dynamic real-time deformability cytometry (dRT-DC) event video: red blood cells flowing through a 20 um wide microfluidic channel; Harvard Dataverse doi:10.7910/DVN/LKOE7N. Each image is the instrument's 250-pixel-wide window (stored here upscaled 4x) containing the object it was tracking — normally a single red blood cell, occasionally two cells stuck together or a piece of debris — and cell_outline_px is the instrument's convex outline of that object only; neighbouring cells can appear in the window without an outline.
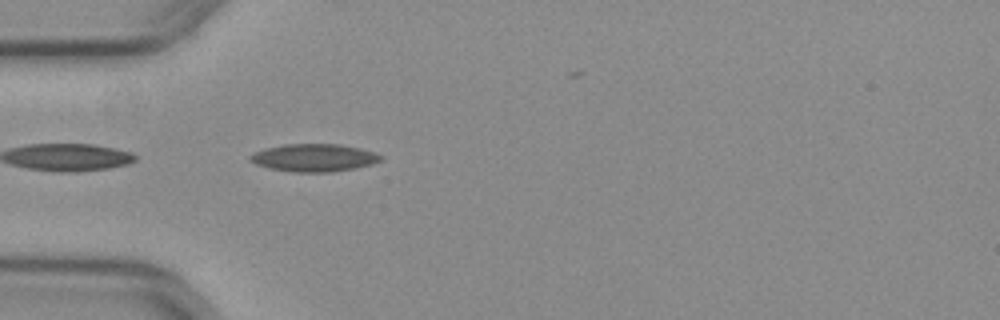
{"species": "common noctule bat (a hibernating species)", "species_latin": "Nyctalus noctula", "temperature_condition": "warm", "stored_images_in_passage": 27, "camera_frame_rate_fps": 3000, "um_per_image_px": 0.085, "animal": {"sex": "female", "body_mass_g": 29.2, "forearm_length_mm": 56.3}, "frame": {"image": 1, "passage_image": 1, "time_ms": 0.0, "image_size_px": [1000, 320], "cell_outline_px": [[384, 160], [372, 164], [356, 168], [332, 172], [292, 172], [268, 168], [256, 164], [248, 160], [248, 156], [252, 152], [264, 148], [284, 144], [340, 144], [360, 148], [376, 152], [384, 156]], "centroid_in_image_um": [26.7, 13.4], "position_along_channel_um": 58.3, "area_um2": 21.5}}
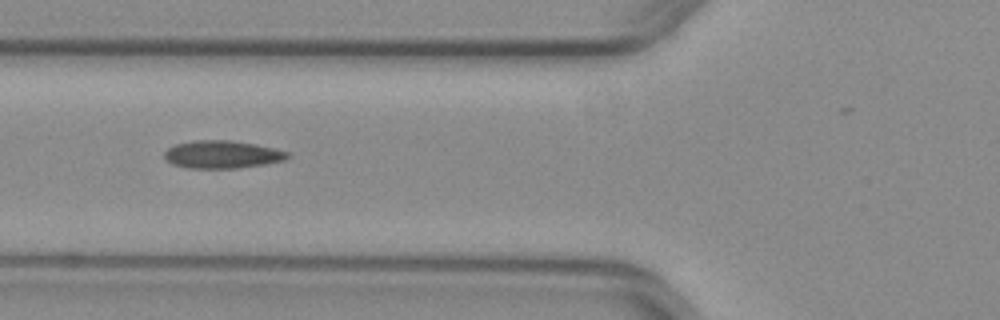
{"frame": {"image": 2, "passage_image": 5, "time_ms": 1.333, "image_size_px": [1000, 320], "cell_outline_px": [[292, 156], [284, 160], [264, 164], [240, 168], [188, 168], [172, 164], [164, 156], [164, 152], [168, 148], [176, 144], [196, 140], [232, 140], [256, 144], [288, 152]], "centroid_in_image_um": [18.9, 13.13], "position_along_channel_um": 106.9, "area_um2": 19.88}}
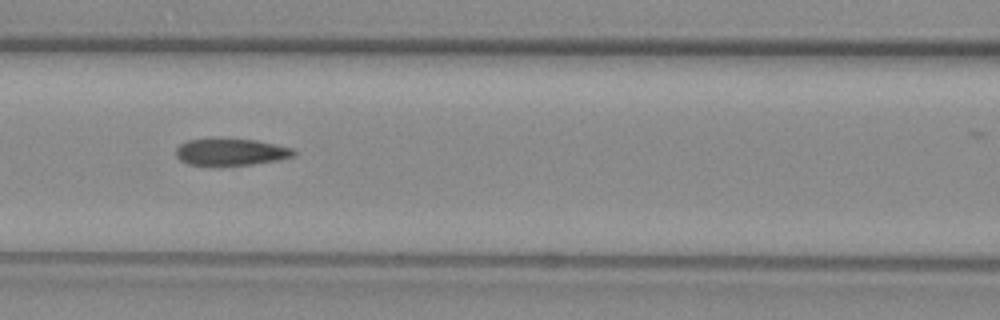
{"frame": {"image": 3, "passage_image": 8, "time_ms": 2.333, "image_size_px": [1000, 320], "cell_outline_px": [[296, 156], [276, 160], [252, 164], [216, 168], [188, 164], [180, 160], [176, 156], [176, 148], [180, 144], [188, 140], [212, 136], [256, 140], [292, 148], [296, 152]], "centroid_in_image_um": [19.55, 12.92], "position_along_channel_um": 147.1, "area_um2": 19.59}}